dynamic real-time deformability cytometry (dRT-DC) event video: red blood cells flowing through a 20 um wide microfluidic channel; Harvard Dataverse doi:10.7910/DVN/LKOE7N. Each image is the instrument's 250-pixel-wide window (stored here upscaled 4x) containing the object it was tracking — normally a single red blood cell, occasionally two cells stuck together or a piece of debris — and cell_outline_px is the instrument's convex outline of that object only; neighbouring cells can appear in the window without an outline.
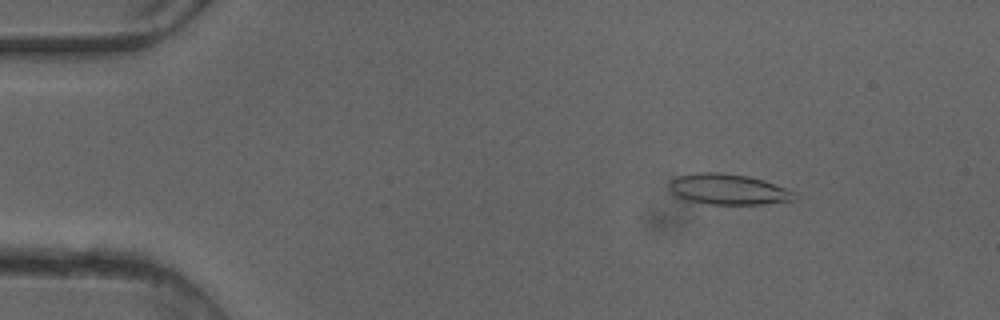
{"species": "common noctule bat (a hibernating species)", "species_latin": "Nyctalus noctula", "temperature_condition": "cold", "stored_images_in_passage": 49, "camera_frame_rate_fps": 3000, "um_per_image_px": 0.085, "animal": {"sex": "female"}, "frame": {"image": 1, "passage_image": 6, "time_ms": 1.667, "image_size_px": [1000, 320], "cell_outline_px": [[796, 200], [760, 204], [712, 204], [688, 200], [676, 196], [668, 188], [668, 180], [676, 176], [700, 172], [720, 172], [748, 176], [764, 180], [796, 192]], "centroid_in_image_um": [61.87, 16.08], "position_along_channel_um": 23.1, "area_um2": 22.48}}
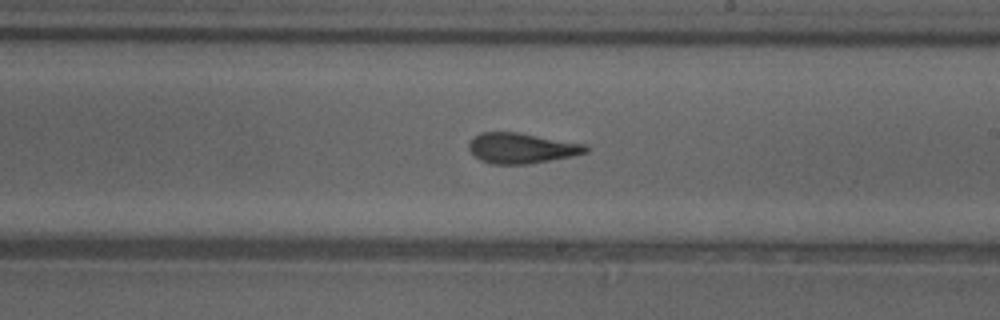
{"frame": {"image": 2, "passage_image": 28, "time_ms": 9.0, "image_size_px": [1000, 320], "cell_outline_px": [[588, 152], [572, 156], [528, 164], [492, 164], [480, 160], [468, 148], [468, 144], [480, 132], [516, 132], [588, 144]], "centroid_in_image_um": [44.36, 12.59], "position_along_channel_um": 244.6, "area_um2": 20.63}}
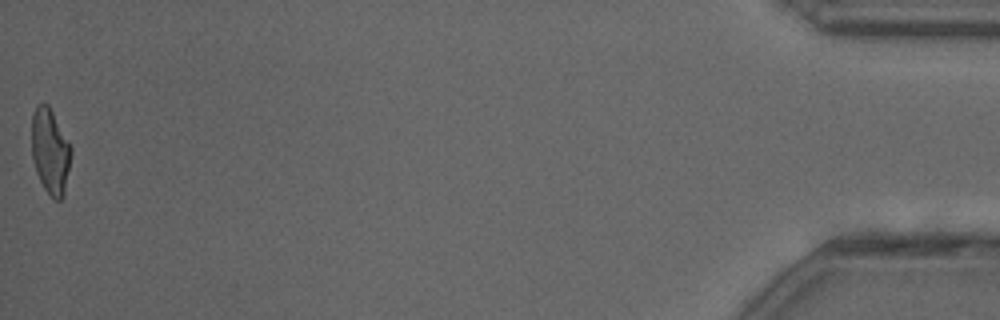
{"frame": {"image": 3, "passage_image": 49, "time_ms": 16.0, "image_size_px": [1000, 320], "cell_outline_px": [[72, 152], [64, 196], [60, 200], [52, 200], [44, 188], [36, 172], [32, 156], [32, 112], [36, 104], [48, 104], [72, 148]], "centroid_in_image_um": [4.27, 12.89], "position_along_channel_um": 430.9, "area_um2": 19.71}, "authors_computed_cell_mechanics": {"area_um2": 20.9236, "velocity_mm_per_s": 4.1207, "shape_relaxation_time_tau1_ms": 5.0548, "shape_relaxation_time_tau2_ms": 1.8729, "deformation_change_tau1": 0.193, "deformation_change_tau2": 0.1162}}